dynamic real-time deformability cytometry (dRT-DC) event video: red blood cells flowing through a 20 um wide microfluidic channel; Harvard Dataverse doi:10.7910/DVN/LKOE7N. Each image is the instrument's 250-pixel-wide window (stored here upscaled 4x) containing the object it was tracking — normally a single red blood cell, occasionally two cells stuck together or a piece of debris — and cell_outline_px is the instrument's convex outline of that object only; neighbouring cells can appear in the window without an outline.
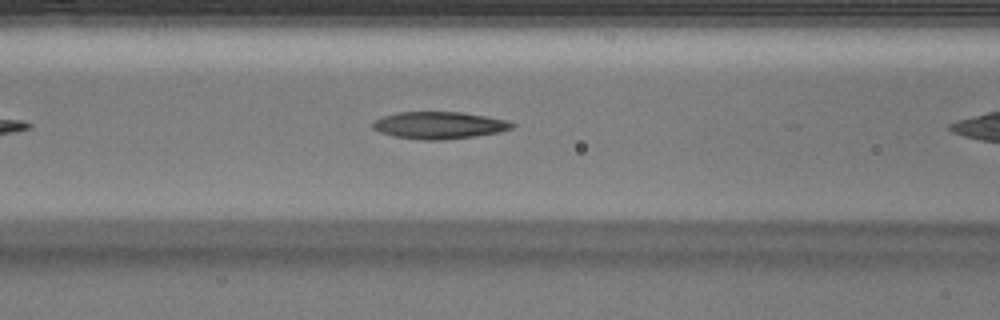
{"species": "Egyptian fruit bat (a non-hibernating species)", "species_latin": "Rousettus aegyptiacus", "temperature_condition": "warm", "stored_images_in_passage": 13, "camera_frame_rate_fps": 3000, "um_per_image_px": 0.085, "animal": {"sex": "male"}, "frame": {"image": 1, "passage_image": 7, "time_ms": 2.0, "image_size_px": [1000, 320], "cell_outline_px": [[516, 124], [512, 128], [500, 132], [476, 136], [444, 140], [424, 140], [392, 136], [380, 132], [372, 128], [372, 124], [380, 116], [396, 112], [460, 112], [484, 116], [504, 120]], "centroid_in_image_um": [37.28, 10.65], "position_along_channel_um": 129.3, "area_um2": 22.02}}
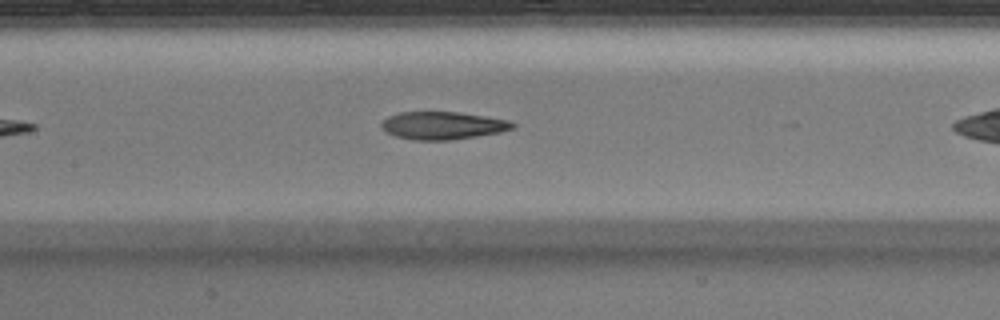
{"frame": {"image": 2, "passage_image": 10, "time_ms": 3.0, "image_size_px": [1000, 320], "cell_outline_px": [[516, 128], [500, 132], [476, 136], [448, 140], [412, 140], [396, 136], [380, 128], [380, 124], [388, 116], [400, 112], [460, 112], [508, 120], [516, 124]], "centroid_in_image_um": [37.63, 10.67], "position_along_channel_um": 169.8, "area_um2": 21.15}}